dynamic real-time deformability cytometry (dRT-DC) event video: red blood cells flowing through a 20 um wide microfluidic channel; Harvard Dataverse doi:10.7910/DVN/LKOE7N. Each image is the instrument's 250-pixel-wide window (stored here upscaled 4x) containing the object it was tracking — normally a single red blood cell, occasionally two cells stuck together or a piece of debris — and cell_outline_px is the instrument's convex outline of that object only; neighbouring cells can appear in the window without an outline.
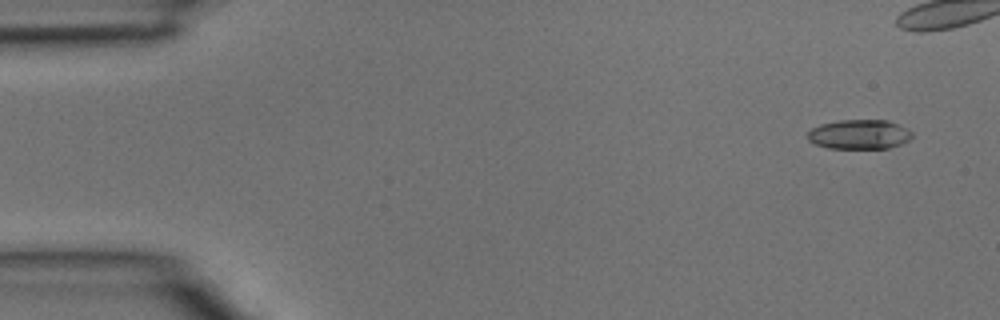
{"species": "common noctule bat (a hibernating species)", "species_latin": "Nyctalus noctula", "temperature_condition": "room temperature", "stored_images_in_passage": 5, "camera_frame_rate_fps": 3000, "um_per_image_px": 0.085, "animal": {"sex": "male", "body_mass_g": 15.6}, "frame": {"image": 1, "passage_image": 1, "time_ms": 0.0, "image_size_px": [1000, 320], "cell_outline_px": [[912, 136], [908, 140], [900, 144], [888, 148], [828, 148], [816, 144], [808, 140], [808, 132], [812, 128], [820, 124], [840, 120], [888, 120], [912, 132]], "centroid_in_image_um": [73.01, 11.42], "position_along_channel_um": 12.0, "area_um2": 17.74}}